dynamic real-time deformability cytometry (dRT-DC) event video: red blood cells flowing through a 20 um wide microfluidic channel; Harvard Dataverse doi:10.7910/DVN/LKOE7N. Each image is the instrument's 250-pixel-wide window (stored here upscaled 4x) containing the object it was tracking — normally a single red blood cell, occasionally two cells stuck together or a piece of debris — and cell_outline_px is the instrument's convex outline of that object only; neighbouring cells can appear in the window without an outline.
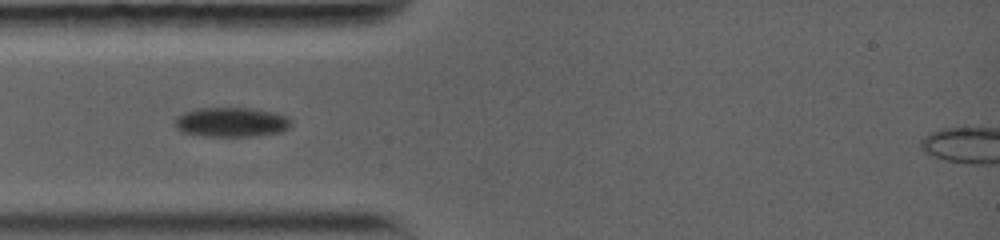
{"species": "common noctule bat (a hibernating species)", "species_latin": "Nyctalus noctula", "temperature_condition": "warm", "stored_images_in_passage": 5, "camera_frame_rate_fps": 5000, "um_per_image_px": 0.085, "animal": {"sex": "female", "body_mass_g": 19.0, "forearm_length_mm": 56.7}, "frame": {"image": 1, "passage_image": 4, "time_ms": 2.8, "image_size_px": [1000, 240], "cell_outline_px": [[292, 124], [288, 128], [280, 132], [256, 136], [204, 136], [184, 132], [176, 128], [176, 116], [184, 112], [196, 108], [252, 108], [272, 112], [288, 116], [292, 120]], "centroid_in_image_um": [19.69, 10.38], "position_along_channel_um": 65.3, "area_um2": 20.06}}